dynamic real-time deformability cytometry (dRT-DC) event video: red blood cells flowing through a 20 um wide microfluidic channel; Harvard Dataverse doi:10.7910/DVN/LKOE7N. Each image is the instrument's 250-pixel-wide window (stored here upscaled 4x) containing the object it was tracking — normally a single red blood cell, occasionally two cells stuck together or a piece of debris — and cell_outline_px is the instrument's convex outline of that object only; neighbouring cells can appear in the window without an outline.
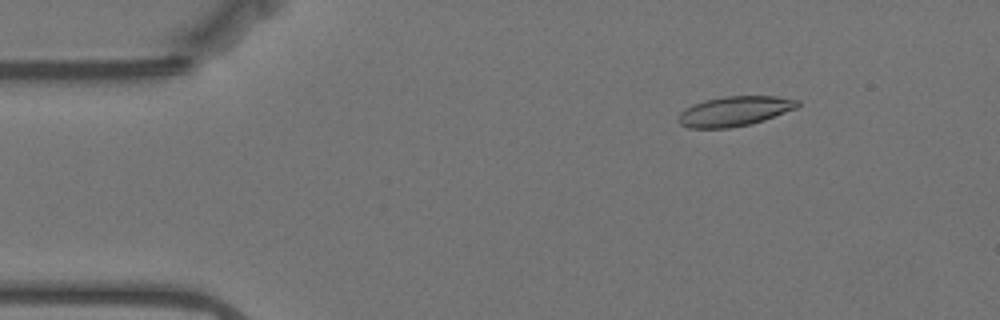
{"species": "Egyptian fruit bat (a non-hibernating species)", "species_latin": "Rousettus aegyptiacus", "temperature_condition": "warm", "stored_images_in_passage": 17, "camera_frame_rate_fps": 3000, "um_per_image_px": 0.085, "animal": {"sex": "female"}, "frame": {"image": 1, "passage_image": 8, "time_ms": 2.333, "image_size_px": [1000, 320], "cell_outline_px": [[800, 104], [796, 108], [764, 120], [752, 124], [728, 128], [688, 128], [680, 124], [676, 120], [676, 116], [684, 108], [692, 104], [704, 100], [724, 96], [776, 96], [800, 100]], "centroid_in_image_um": [62.39, 9.45], "position_along_channel_um": 22.6, "area_um2": 20.98}}
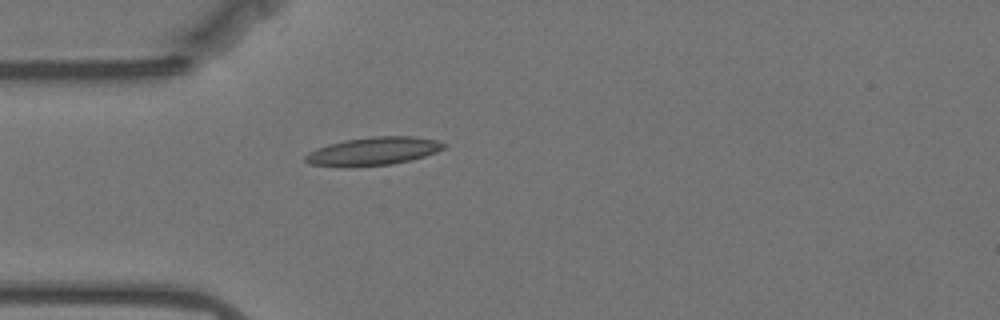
{"frame": {"image": 2, "passage_image": 16, "time_ms": 5.0, "image_size_px": [1000, 320], "cell_outline_px": [[448, 144], [444, 148], [436, 152], [424, 156], [392, 164], [352, 168], [340, 168], [308, 164], [304, 160], [304, 156], [308, 152], [316, 148], [328, 144], [344, 140], [372, 136], [416, 136], [436, 140]], "centroid_in_image_um": [31.66, 12.87], "position_along_channel_um": 53.3, "area_um2": 23.24}}